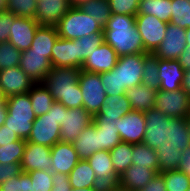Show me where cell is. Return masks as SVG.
I'll return each mask as SVG.
<instances>
[{
  "instance_id": "cell-1",
  "label": "cell",
  "mask_w": 190,
  "mask_h": 191,
  "mask_svg": "<svg viewBox=\"0 0 190 191\" xmlns=\"http://www.w3.org/2000/svg\"><path fill=\"white\" fill-rule=\"evenodd\" d=\"M143 142L155 149L159 173L178 170L182 152L190 146L187 118L167 117L155 108L144 112Z\"/></svg>"
},
{
  "instance_id": "cell-2",
  "label": "cell",
  "mask_w": 190,
  "mask_h": 191,
  "mask_svg": "<svg viewBox=\"0 0 190 191\" xmlns=\"http://www.w3.org/2000/svg\"><path fill=\"white\" fill-rule=\"evenodd\" d=\"M103 31L104 41L118 56L147 53L137 31L135 16L111 14Z\"/></svg>"
},
{
  "instance_id": "cell-3",
  "label": "cell",
  "mask_w": 190,
  "mask_h": 191,
  "mask_svg": "<svg viewBox=\"0 0 190 191\" xmlns=\"http://www.w3.org/2000/svg\"><path fill=\"white\" fill-rule=\"evenodd\" d=\"M81 69L74 67H52L42 82L55 102L68 109L83 107V96L78 84Z\"/></svg>"
},
{
  "instance_id": "cell-4",
  "label": "cell",
  "mask_w": 190,
  "mask_h": 191,
  "mask_svg": "<svg viewBox=\"0 0 190 191\" xmlns=\"http://www.w3.org/2000/svg\"><path fill=\"white\" fill-rule=\"evenodd\" d=\"M66 107L60 102H54L51 109L41 116L36 117L26 142L42 144L52 147L60 142V125L63 122Z\"/></svg>"
},
{
  "instance_id": "cell-5",
  "label": "cell",
  "mask_w": 190,
  "mask_h": 191,
  "mask_svg": "<svg viewBox=\"0 0 190 191\" xmlns=\"http://www.w3.org/2000/svg\"><path fill=\"white\" fill-rule=\"evenodd\" d=\"M7 117L4 125L15 132L20 139L27 140L36 119L29 93L13 95L7 98Z\"/></svg>"
},
{
  "instance_id": "cell-6",
  "label": "cell",
  "mask_w": 190,
  "mask_h": 191,
  "mask_svg": "<svg viewBox=\"0 0 190 191\" xmlns=\"http://www.w3.org/2000/svg\"><path fill=\"white\" fill-rule=\"evenodd\" d=\"M59 37L75 40L91 33L104 32L94 17L86 14L78 6H71L56 26Z\"/></svg>"
},
{
  "instance_id": "cell-7",
  "label": "cell",
  "mask_w": 190,
  "mask_h": 191,
  "mask_svg": "<svg viewBox=\"0 0 190 191\" xmlns=\"http://www.w3.org/2000/svg\"><path fill=\"white\" fill-rule=\"evenodd\" d=\"M78 84L83 96V108L94 117L106 101L100 74L81 70Z\"/></svg>"
},
{
  "instance_id": "cell-8",
  "label": "cell",
  "mask_w": 190,
  "mask_h": 191,
  "mask_svg": "<svg viewBox=\"0 0 190 191\" xmlns=\"http://www.w3.org/2000/svg\"><path fill=\"white\" fill-rule=\"evenodd\" d=\"M144 54H130L119 56L115 72H117L118 92H126L142 83Z\"/></svg>"
},
{
  "instance_id": "cell-9",
  "label": "cell",
  "mask_w": 190,
  "mask_h": 191,
  "mask_svg": "<svg viewBox=\"0 0 190 191\" xmlns=\"http://www.w3.org/2000/svg\"><path fill=\"white\" fill-rule=\"evenodd\" d=\"M155 109L167 117L187 118L190 115V96L181 88L157 92Z\"/></svg>"
},
{
  "instance_id": "cell-10",
  "label": "cell",
  "mask_w": 190,
  "mask_h": 191,
  "mask_svg": "<svg viewBox=\"0 0 190 191\" xmlns=\"http://www.w3.org/2000/svg\"><path fill=\"white\" fill-rule=\"evenodd\" d=\"M135 24L145 51L153 53L163 41L168 23L153 15H136Z\"/></svg>"
},
{
  "instance_id": "cell-11",
  "label": "cell",
  "mask_w": 190,
  "mask_h": 191,
  "mask_svg": "<svg viewBox=\"0 0 190 191\" xmlns=\"http://www.w3.org/2000/svg\"><path fill=\"white\" fill-rule=\"evenodd\" d=\"M93 118L83 107L66 108L60 125V142L72 143L84 128L93 123Z\"/></svg>"
},
{
  "instance_id": "cell-12",
  "label": "cell",
  "mask_w": 190,
  "mask_h": 191,
  "mask_svg": "<svg viewBox=\"0 0 190 191\" xmlns=\"http://www.w3.org/2000/svg\"><path fill=\"white\" fill-rule=\"evenodd\" d=\"M186 46V29L168 23L163 41L153 52L162 60H177Z\"/></svg>"
},
{
  "instance_id": "cell-13",
  "label": "cell",
  "mask_w": 190,
  "mask_h": 191,
  "mask_svg": "<svg viewBox=\"0 0 190 191\" xmlns=\"http://www.w3.org/2000/svg\"><path fill=\"white\" fill-rule=\"evenodd\" d=\"M35 84L19 66L0 71V90L7 98L13 95L28 93Z\"/></svg>"
},
{
  "instance_id": "cell-14",
  "label": "cell",
  "mask_w": 190,
  "mask_h": 191,
  "mask_svg": "<svg viewBox=\"0 0 190 191\" xmlns=\"http://www.w3.org/2000/svg\"><path fill=\"white\" fill-rule=\"evenodd\" d=\"M115 127L119 131L122 142L137 144L143 142L145 134L146 120L144 112L130 111L118 121Z\"/></svg>"
},
{
  "instance_id": "cell-15",
  "label": "cell",
  "mask_w": 190,
  "mask_h": 191,
  "mask_svg": "<svg viewBox=\"0 0 190 191\" xmlns=\"http://www.w3.org/2000/svg\"><path fill=\"white\" fill-rule=\"evenodd\" d=\"M21 168L22 172L33 170L52 171L51 147L26 142Z\"/></svg>"
},
{
  "instance_id": "cell-16",
  "label": "cell",
  "mask_w": 190,
  "mask_h": 191,
  "mask_svg": "<svg viewBox=\"0 0 190 191\" xmlns=\"http://www.w3.org/2000/svg\"><path fill=\"white\" fill-rule=\"evenodd\" d=\"M71 6L69 0H38L34 19L40 26L56 27Z\"/></svg>"
},
{
  "instance_id": "cell-17",
  "label": "cell",
  "mask_w": 190,
  "mask_h": 191,
  "mask_svg": "<svg viewBox=\"0 0 190 191\" xmlns=\"http://www.w3.org/2000/svg\"><path fill=\"white\" fill-rule=\"evenodd\" d=\"M87 161L94 170L101 188L115 186L119 183V177L116 175L111 161L110 151L99 150L92 154Z\"/></svg>"
},
{
  "instance_id": "cell-18",
  "label": "cell",
  "mask_w": 190,
  "mask_h": 191,
  "mask_svg": "<svg viewBox=\"0 0 190 191\" xmlns=\"http://www.w3.org/2000/svg\"><path fill=\"white\" fill-rule=\"evenodd\" d=\"M39 26L34 18H24L15 15L9 34V42L21 52L28 50Z\"/></svg>"
},
{
  "instance_id": "cell-19",
  "label": "cell",
  "mask_w": 190,
  "mask_h": 191,
  "mask_svg": "<svg viewBox=\"0 0 190 191\" xmlns=\"http://www.w3.org/2000/svg\"><path fill=\"white\" fill-rule=\"evenodd\" d=\"M118 57L116 51L104 41L84 61L81 70L99 74L109 72L116 66Z\"/></svg>"
},
{
  "instance_id": "cell-20",
  "label": "cell",
  "mask_w": 190,
  "mask_h": 191,
  "mask_svg": "<svg viewBox=\"0 0 190 191\" xmlns=\"http://www.w3.org/2000/svg\"><path fill=\"white\" fill-rule=\"evenodd\" d=\"M79 157L72 143L57 142L51 147V162L53 173L69 175L79 162Z\"/></svg>"
},
{
  "instance_id": "cell-21",
  "label": "cell",
  "mask_w": 190,
  "mask_h": 191,
  "mask_svg": "<svg viewBox=\"0 0 190 191\" xmlns=\"http://www.w3.org/2000/svg\"><path fill=\"white\" fill-rule=\"evenodd\" d=\"M19 67L35 83H42L53 66L45 54L21 53Z\"/></svg>"
},
{
  "instance_id": "cell-22",
  "label": "cell",
  "mask_w": 190,
  "mask_h": 191,
  "mask_svg": "<svg viewBox=\"0 0 190 191\" xmlns=\"http://www.w3.org/2000/svg\"><path fill=\"white\" fill-rule=\"evenodd\" d=\"M53 67L82 68L78 62V50L75 40H67L59 37L52 48Z\"/></svg>"
},
{
  "instance_id": "cell-23",
  "label": "cell",
  "mask_w": 190,
  "mask_h": 191,
  "mask_svg": "<svg viewBox=\"0 0 190 191\" xmlns=\"http://www.w3.org/2000/svg\"><path fill=\"white\" fill-rule=\"evenodd\" d=\"M160 90L174 91L181 89L184 69L178 60L159 59Z\"/></svg>"
},
{
  "instance_id": "cell-24",
  "label": "cell",
  "mask_w": 190,
  "mask_h": 191,
  "mask_svg": "<svg viewBox=\"0 0 190 191\" xmlns=\"http://www.w3.org/2000/svg\"><path fill=\"white\" fill-rule=\"evenodd\" d=\"M158 173L146 166L132 164L119 178V185L129 191H140Z\"/></svg>"
},
{
  "instance_id": "cell-25",
  "label": "cell",
  "mask_w": 190,
  "mask_h": 191,
  "mask_svg": "<svg viewBox=\"0 0 190 191\" xmlns=\"http://www.w3.org/2000/svg\"><path fill=\"white\" fill-rule=\"evenodd\" d=\"M127 96L124 95H106V101L93 120H111L121 118L128 112L132 111Z\"/></svg>"
},
{
  "instance_id": "cell-26",
  "label": "cell",
  "mask_w": 190,
  "mask_h": 191,
  "mask_svg": "<svg viewBox=\"0 0 190 191\" xmlns=\"http://www.w3.org/2000/svg\"><path fill=\"white\" fill-rule=\"evenodd\" d=\"M59 38L56 27L39 26L30 48L22 53H39L45 54L52 63V48Z\"/></svg>"
},
{
  "instance_id": "cell-27",
  "label": "cell",
  "mask_w": 190,
  "mask_h": 191,
  "mask_svg": "<svg viewBox=\"0 0 190 191\" xmlns=\"http://www.w3.org/2000/svg\"><path fill=\"white\" fill-rule=\"evenodd\" d=\"M157 92V90L151 89L141 83L137 86L126 89L125 95L134 111L145 112L154 108Z\"/></svg>"
},
{
  "instance_id": "cell-28",
  "label": "cell",
  "mask_w": 190,
  "mask_h": 191,
  "mask_svg": "<svg viewBox=\"0 0 190 191\" xmlns=\"http://www.w3.org/2000/svg\"><path fill=\"white\" fill-rule=\"evenodd\" d=\"M72 145L76 149L79 159L87 160L92 154L99 151V130L94 123L84 128Z\"/></svg>"
},
{
  "instance_id": "cell-29",
  "label": "cell",
  "mask_w": 190,
  "mask_h": 191,
  "mask_svg": "<svg viewBox=\"0 0 190 191\" xmlns=\"http://www.w3.org/2000/svg\"><path fill=\"white\" fill-rule=\"evenodd\" d=\"M70 187L74 189L101 188L95 172L86 159H80L68 175Z\"/></svg>"
},
{
  "instance_id": "cell-30",
  "label": "cell",
  "mask_w": 190,
  "mask_h": 191,
  "mask_svg": "<svg viewBox=\"0 0 190 191\" xmlns=\"http://www.w3.org/2000/svg\"><path fill=\"white\" fill-rule=\"evenodd\" d=\"M121 118L111 120H93L94 125L99 130L100 150L110 151L121 142L119 131L115 127Z\"/></svg>"
},
{
  "instance_id": "cell-31",
  "label": "cell",
  "mask_w": 190,
  "mask_h": 191,
  "mask_svg": "<svg viewBox=\"0 0 190 191\" xmlns=\"http://www.w3.org/2000/svg\"><path fill=\"white\" fill-rule=\"evenodd\" d=\"M171 0H140L137 15H153L166 23L171 19Z\"/></svg>"
},
{
  "instance_id": "cell-32",
  "label": "cell",
  "mask_w": 190,
  "mask_h": 191,
  "mask_svg": "<svg viewBox=\"0 0 190 191\" xmlns=\"http://www.w3.org/2000/svg\"><path fill=\"white\" fill-rule=\"evenodd\" d=\"M132 153L133 144L122 141L110 150L111 161L119 178L133 164Z\"/></svg>"
},
{
  "instance_id": "cell-33",
  "label": "cell",
  "mask_w": 190,
  "mask_h": 191,
  "mask_svg": "<svg viewBox=\"0 0 190 191\" xmlns=\"http://www.w3.org/2000/svg\"><path fill=\"white\" fill-rule=\"evenodd\" d=\"M28 93L36 117L47 113L55 102L51 93L43 83H36Z\"/></svg>"
},
{
  "instance_id": "cell-34",
  "label": "cell",
  "mask_w": 190,
  "mask_h": 191,
  "mask_svg": "<svg viewBox=\"0 0 190 191\" xmlns=\"http://www.w3.org/2000/svg\"><path fill=\"white\" fill-rule=\"evenodd\" d=\"M78 7L94 17L103 29L111 16L109 0H88L82 2Z\"/></svg>"
},
{
  "instance_id": "cell-35",
  "label": "cell",
  "mask_w": 190,
  "mask_h": 191,
  "mask_svg": "<svg viewBox=\"0 0 190 191\" xmlns=\"http://www.w3.org/2000/svg\"><path fill=\"white\" fill-rule=\"evenodd\" d=\"M159 58L153 53H144L142 84L157 91L160 90Z\"/></svg>"
},
{
  "instance_id": "cell-36",
  "label": "cell",
  "mask_w": 190,
  "mask_h": 191,
  "mask_svg": "<svg viewBox=\"0 0 190 191\" xmlns=\"http://www.w3.org/2000/svg\"><path fill=\"white\" fill-rule=\"evenodd\" d=\"M132 163L146 166L159 173V164L155 149H151L144 142L133 144Z\"/></svg>"
},
{
  "instance_id": "cell-37",
  "label": "cell",
  "mask_w": 190,
  "mask_h": 191,
  "mask_svg": "<svg viewBox=\"0 0 190 191\" xmlns=\"http://www.w3.org/2000/svg\"><path fill=\"white\" fill-rule=\"evenodd\" d=\"M103 42L104 32L91 33L90 35L76 39L78 62L83 65L88 56Z\"/></svg>"
},
{
  "instance_id": "cell-38",
  "label": "cell",
  "mask_w": 190,
  "mask_h": 191,
  "mask_svg": "<svg viewBox=\"0 0 190 191\" xmlns=\"http://www.w3.org/2000/svg\"><path fill=\"white\" fill-rule=\"evenodd\" d=\"M171 19L173 25L181 28L190 27V1L189 0H171Z\"/></svg>"
},
{
  "instance_id": "cell-39",
  "label": "cell",
  "mask_w": 190,
  "mask_h": 191,
  "mask_svg": "<svg viewBox=\"0 0 190 191\" xmlns=\"http://www.w3.org/2000/svg\"><path fill=\"white\" fill-rule=\"evenodd\" d=\"M25 146L26 140L23 139L0 146V162L21 163Z\"/></svg>"
},
{
  "instance_id": "cell-40",
  "label": "cell",
  "mask_w": 190,
  "mask_h": 191,
  "mask_svg": "<svg viewBox=\"0 0 190 191\" xmlns=\"http://www.w3.org/2000/svg\"><path fill=\"white\" fill-rule=\"evenodd\" d=\"M167 191H186L190 188V176L179 170H169L160 173Z\"/></svg>"
},
{
  "instance_id": "cell-41",
  "label": "cell",
  "mask_w": 190,
  "mask_h": 191,
  "mask_svg": "<svg viewBox=\"0 0 190 191\" xmlns=\"http://www.w3.org/2000/svg\"><path fill=\"white\" fill-rule=\"evenodd\" d=\"M21 53L9 41L0 43V71L19 66Z\"/></svg>"
},
{
  "instance_id": "cell-42",
  "label": "cell",
  "mask_w": 190,
  "mask_h": 191,
  "mask_svg": "<svg viewBox=\"0 0 190 191\" xmlns=\"http://www.w3.org/2000/svg\"><path fill=\"white\" fill-rule=\"evenodd\" d=\"M38 0H7L6 11L24 18H34Z\"/></svg>"
},
{
  "instance_id": "cell-43",
  "label": "cell",
  "mask_w": 190,
  "mask_h": 191,
  "mask_svg": "<svg viewBox=\"0 0 190 191\" xmlns=\"http://www.w3.org/2000/svg\"><path fill=\"white\" fill-rule=\"evenodd\" d=\"M31 178V191H51L53 189L52 171L33 170L27 172Z\"/></svg>"
},
{
  "instance_id": "cell-44",
  "label": "cell",
  "mask_w": 190,
  "mask_h": 191,
  "mask_svg": "<svg viewBox=\"0 0 190 191\" xmlns=\"http://www.w3.org/2000/svg\"><path fill=\"white\" fill-rule=\"evenodd\" d=\"M31 178L27 172L11 177L0 185V191H31Z\"/></svg>"
},
{
  "instance_id": "cell-45",
  "label": "cell",
  "mask_w": 190,
  "mask_h": 191,
  "mask_svg": "<svg viewBox=\"0 0 190 191\" xmlns=\"http://www.w3.org/2000/svg\"><path fill=\"white\" fill-rule=\"evenodd\" d=\"M140 0H109L111 14L136 16Z\"/></svg>"
},
{
  "instance_id": "cell-46",
  "label": "cell",
  "mask_w": 190,
  "mask_h": 191,
  "mask_svg": "<svg viewBox=\"0 0 190 191\" xmlns=\"http://www.w3.org/2000/svg\"><path fill=\"white\" fill-rule=\"evenodd\" d=\"M100 79L104 86L106 95H124L126 92H118V80L115 67L109 72L100 73Z\"/></svg>"
},
{
  "instance_id": "cell-47",
  "label": "cell",
  "mask_w": 190,
  "mask_h": 191,
  "mask_svg": "<svg viewBox=\"0 0 190 191\" xmlns=\"http://www.w3.org/2000/svg\"><path fill=\"white\" fill-rule=\"evenodd\" d=\"M14 14L8 11L0 12V43L9 41V34L14 23Z\"/></svg>"
},
{
  "instance_id": "cell-48",
  "label": "cell",
  "mask_w": 190,
  "mask_h": 191,
  "mask_svg": "<svg viewBox=\"0 0 190 191\" xmlns=\"http://www.w3.org/2000/svg\"><path fill=\"white\" fill-rule=\"evenodd\" d=\"M22 173L21 163H1L0 162V185L10 179L11 177L18 176Z\"/></svg>"
},
{
  "instance_id": "cell-49",
  "label": "cell",
  "mask_w": 190,
  "mask_h": 191,
  "mask_svg": "<svg viewBox=\"0 0 190 191\" xmlns=\"http://www.w3.org/2000/svg\"><path fill=\"white\" fill-rule=\"evenodd\" d=\"M53 189L51 191H71L68 175L63 173H53Z\"/></svg>"
},
{
  "instance_id": "cell-50",
  "label": "cell",
  "mask_w": 190,
  "mask_h": 191,
  "mask_svg": "<svg viewBox=\"0 0 190 191\" xmlns=\"http://www.w3.org/2000/svg\"><path fill=\"white\" fill-rule=\"evenodd\" d=\"M140 191H167L163 176L158 173L143 189Z\"/></svg>"
},
{
  "instance_id": "cell-51",
  "label": "cell",
  "mask_w": 190,
  "mask_h": 191,
  "mask_svg": "<svg viewBox=\"0 0 190 191\" xmlns=\"http://www.w3.org/2000/svg\"><path fill=\"white\" fill-rule=\"evenodd\" d=\"M15 132H12L6 125L0 127V146L19 140Z\"/></svg>"
},
{
  "instance_id": "cell-52",
  "label": "cell",
  "mask_w": 190,
  "mask_h": 191,
  "mask_svg": "<svg viewBox=\"0 0 190 191\" xmlns=\"http://www.w3.org/2000/svg\"><path fill=\"white\" fill-rule=\"evenodd\" d=\"M178 170L190 176V146L182 152Z\"/></svg>"
},
{
  "instance_id": "cell-53",
  "label": "cell",
  "mask_w": 190,
  "mask_h": 191,
  "mask_svg": "<svg viewBox=\"0 0 190 191\" xmlns=\"http://www.w3.org/2000/svg\"><path fill=\"white\" fill-rule=\"evenodd\" d=\"M177 60L185 71L190 70V46H185Z\"/></svg>"
},
{
  "instance_id": "cell-54",
  "label": "cell",
  "mask_w": 190,
  "mask_h": 191,
  "mask_svg": "<svg viewBox=\"0 0 190 191\" xmlns=\"http://www.w3.org/2000/svg\"><path fill=\"white\" fill-rule=\"evenodd\" d=\"M181 88L190 96V70L184 71Z\"/></svg>"
},
{
  "instance_id": "cell-55",
  "label": "cell",
  "mask_w": 190,
  "mask_h": 191,
  "mask_svg": "<svg viewBox=\"0 0 190 191\" xmlns=\"http://www.w3.org/2000/svg\"><path fill=\"white\" fill-rule=\"evenodd\" d=\"M101 191H129V190H127L126 188H123L119 184H116L115 186L102 188Z\"/></svg>"
},
{
  "instance_id": "cell-56",
  "label": "cell",
  "mask_w": 190,
  "mask_h": 191,
  "mask_svg": "<svg viewBox=\"0 0 190 191\" xmlns=\"http://www.w3.org/2000/svg\"><path fill=\"white\" fill-rule=\"evenodd\" d=\"M7 114V107H0V127L5 123Z\"/></svg>"
},
{
  "instance_id": "cell-57",
  "label": "cell",
  "mask_w": 190,
  "mask_h": 191,
  "mask_svg": "<svg viewBox=\"0 0 190 191\" xmlns=\"http://www.w3.org/2000/svg\"><path fill=\"white\" fill-rule=\"evenodd\" d=\"M6 101V95L0 90V107H6Z\"/></svg>"
},
{
  "instance_id": "cell-58",
  "label": "cell",
  "mask_w": 190,
  "mask_h": 191,
  "mask_svg": "<svg viewBox=\"0 0 190 191\" xmlns=\"http://www.w3.org/2000/svg\"><path fill=\"white\" fill-rule=\"evenodd\" d=\"M102 188H82V189H74L72 188L71 191H101Z\"/></svg>"
},
{
  "instance_id": "cell-59",
  "label": "cell",
  "mask_w": 190,
  "mask_h": 191,
  "mask_svg": "<svg viewBox=\"0 0 190 191\" xmlns=\"http://www.w3.org/2000/svg\"><path fill=\"white\" fill-rule=\"evenodd\" d=\"M7 0H0V12L6 11L7 9Z\"/></svg>"
},
{
  "instance_id": "cell-60",
  "label": "cell",
  "mask_w": 190,
  "mask_h": 191,
  "mask_svg": "<svg viewBox=\"0 0 190 191\" xmlns=\"http://www.w3.org/2000/svg\"><path fill=\"white\" fill-rule=\"evenodd\" d=\"M186 45L190 46V27L186 29Z\"/></svg>"
},
{
  "instance_id": "cell-61",
  "label": "cell",
  "mask_w": 190,
  "mask_h": 191,
  "mask_svg": "<svg viewBox=\"0 0 190 191\" xmlns=\"http://www.w3.org/2000/svg\"><path fill=\"white\" fill-rule=\"evenodd\" d=\"M69 1H70V3H71L72 6H78V5H80L82 2L88 1V0H69Z\"/></svg>"
},
{
  "instance_id": "cell-62",
  "label": "cell",
  "mask_w": 190,
  "mask_h": 191,
  "mask_svg": "<svg viewBox=\"0 0 190 191\" xmlns=\"http://www.w3.org/2000/svg\"><path fill=\"white\" fill-rule=\"evenodd\" d=\"M187 123H188V128H189V133H190V115L187 117Z\"/></svg>"
}]
</instances>
